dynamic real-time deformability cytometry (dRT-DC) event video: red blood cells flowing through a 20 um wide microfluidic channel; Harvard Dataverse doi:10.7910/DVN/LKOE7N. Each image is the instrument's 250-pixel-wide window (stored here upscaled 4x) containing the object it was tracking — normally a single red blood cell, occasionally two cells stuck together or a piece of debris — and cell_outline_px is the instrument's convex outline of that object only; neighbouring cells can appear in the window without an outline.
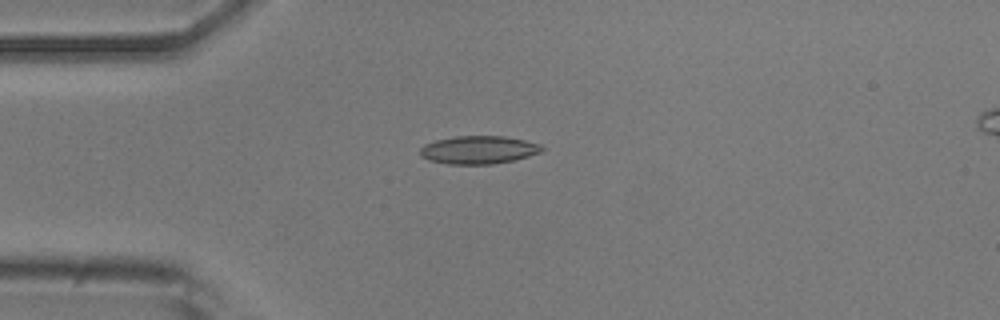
{"species": "common noctule bat (a hibernating species)", "species_latin": "Nyctalus noctula", "temperature_condition": "room temperature", "stored_images_in_passage": 5, "camera_frame_rate_fps": 3000, "um_per_image_px": 0.085, "animal": {"sex": "male", "body_mass_g": 20.5, "forearm_length_mm": 52.5}, "frame": {"image": 1, "passage_image": 1, "time_ms": 0.0, "image_size_px": [1000, 320], "cell_outline_px": [[544, 148], [540, 152], [528, 156], [512, 160], [492, 164], [448, 164], [428, 160], [420, 156], [420, 148], [424, 144], [436, 140], [456, 136], [504, 136], [544, 144]], "centroid_in_image_um": [40.67, 12.73], "position_along_channel_um": 44.3, "area_um2": 19.94}}
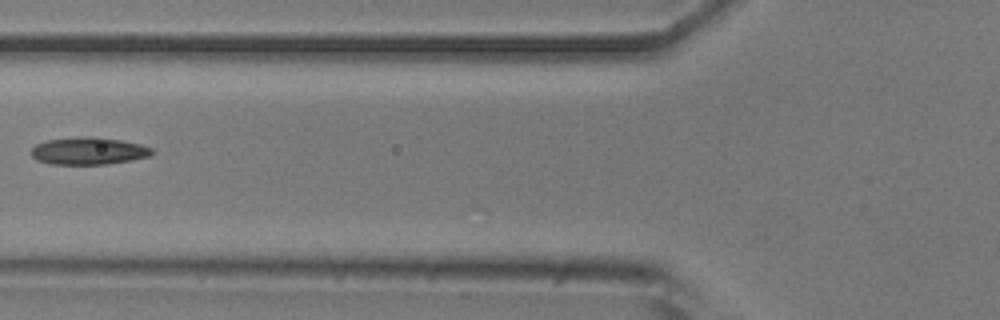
{"frame": {"image": 2, "passage_image": 3, "time_ms": 0.667, "image_size_px": [1000, 320], "cell_outline_px": [[152, 152], [148, 156], [132, 160], [104, 164], [52, 164], [36, 160], [32, 156], [32, 148], [36, 144], [48, 140], [76, 136], [92, 136], [124, 140], [140, 144], [152, 148]], "centroid_in_image_um": [7.51, 12.81], "position_along_channel_um": 118.3, "area_um2": 19.25}}
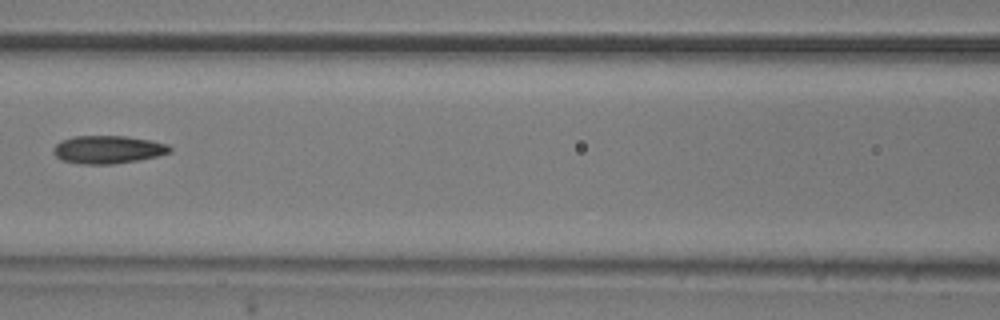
{"frame": {"image": 3, "passage_image": 4, "time_ms": 1.0, "image_size_px": [1000, 320], "cell_outline_px": [[172, 152], [156, 156], [136, 160], [112, 164], [80, 164], [60, 160], [52, 152], [52, 148], [60, 140], [76, 136], [124, 136], [152, 140], [168, 144], [172, 148]], "centroid_in_image_um": [9.15, 12.71], "position_along_channel_um": 157.5, "area_um2": 19.07}}